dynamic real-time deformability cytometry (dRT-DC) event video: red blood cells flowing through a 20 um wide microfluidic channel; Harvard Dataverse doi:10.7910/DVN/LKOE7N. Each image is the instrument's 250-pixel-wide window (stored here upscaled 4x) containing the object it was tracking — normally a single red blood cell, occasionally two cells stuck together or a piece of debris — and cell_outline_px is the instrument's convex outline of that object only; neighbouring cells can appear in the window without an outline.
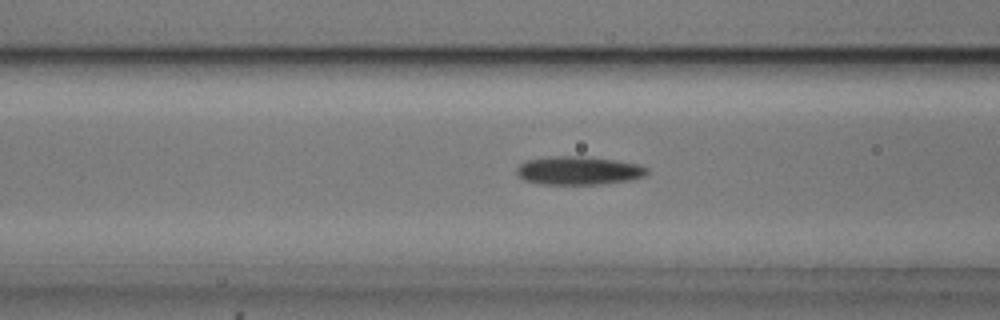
{"species": "common noctule bat (a hibernating species)", "species_latin": "Nyctalus noctula", "temperature_condition": "cold", "stored_images_in_passage": 45, "camera_frame_rate_fps": 3000, "um_per_image_px": 0.085, "animal": {"sex": "male", "body_mass_g": 20.5, "forearm_length_mm": 52.5}, "frame": {"image": 1, "passage_image": 17, "time_ms": 5.333, "image_size_px": [1000, 320], "cell_outline_px": [[648, 172], [644, 176], [632, 180], [600, 184], [540, 184], [524, 180], [516, 172], [516, 168], [524, 160], [552, 156], [584, 156], [616, 160], [636, 164], [648, 168]], "centroid_in_image_um": [49.16, 14.49], "position_along_channel_um": 117.4, "area_um2": 21.68}}
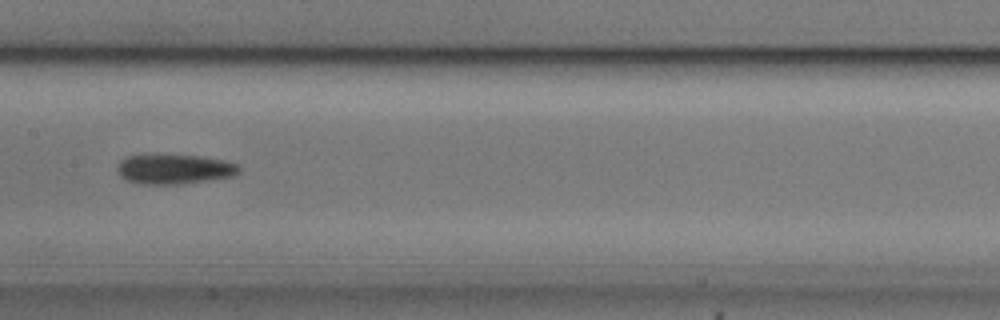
{"frame": {"image": 2, "passage_image": 23, "time_ms": 7.333, "image_size_px": [1000, 320], "cell_outline_px": [[240, 172], [236, 176], [212, 180], [184, 184], [144, 184], [128, 180], [120, 176], [116, 172], [116, 164], [124, 156], [144, 152], [160, 152], [200, 156], [224, 160], [236, 164], [240, 168]], "centroid_in_image_um": [14.75, 14.32], "position_along_channel_um": 192.7, "area_um2": 22.43}}
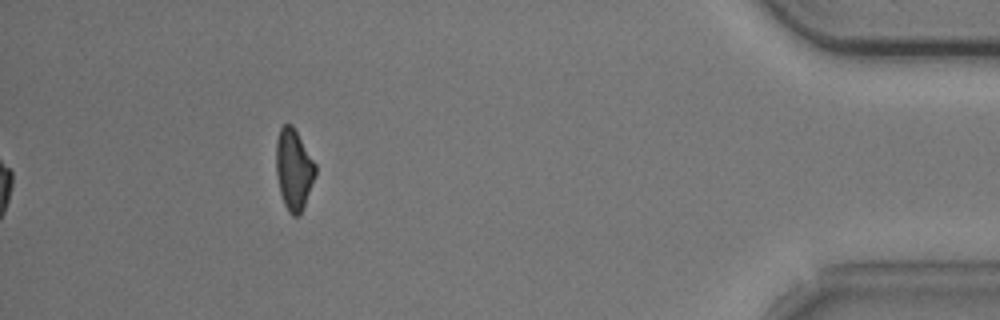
{"frame": {"image": 3, "passage_image": 45, "time_ms": 14.667, "image_size_px": [1000, 320], "cell_outline_px": [[316, 176], [300, 216], [292, 216], [288, 212], [284, 204], [280, 192], [276, 176], [276, 140], [280, 128], [284, 124], [292, 124], [316, 164]], "centroid_in_image_um": [24.97, 14.42], "position_along_channel_um": 410.2, "area_um2": 18.73}, "authors_computed_cell_mechanics": {"area_um2": 20.4034, "velocity_mm_per_s": 3.7343, "shape_relaxation_time_tau1_ms": 2.78, "shape_relaxation_time_tau2_ms": null, "deformation_change_tau1": 0.1187, "deformation_change_tau2": null}}